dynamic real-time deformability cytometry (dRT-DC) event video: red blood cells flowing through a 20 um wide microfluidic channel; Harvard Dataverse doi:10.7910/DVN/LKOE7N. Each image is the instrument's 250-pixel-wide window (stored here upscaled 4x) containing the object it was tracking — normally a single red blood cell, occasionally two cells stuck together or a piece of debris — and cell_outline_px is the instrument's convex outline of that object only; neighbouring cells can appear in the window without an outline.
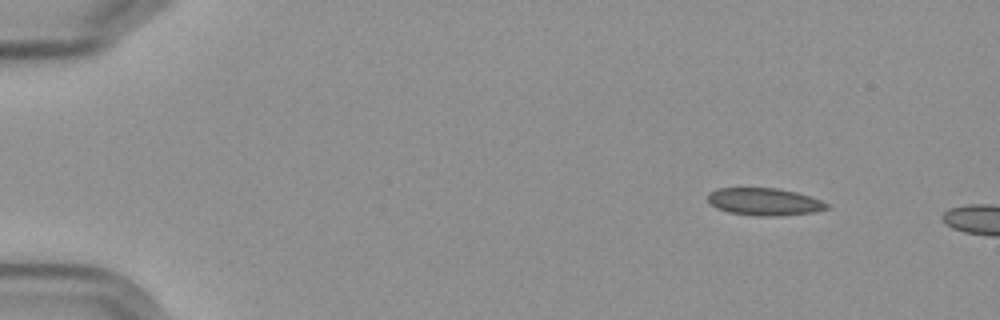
{"species": "Egyptian fruit bat (a non-hibernating species)", "species_latin": "Rousettus aegyptiacus", "temperature_condition": "cold", "stored_images_in_passage": 3, "camera_frame_rate_fps": 3000, "um_per_image_px": 0.085, "frame": {"image": 1, "passage_image": 1, "time_ms": 0.0, "image_size_px": [1000, 320], "cell_outline_px": [[828, 208], [816, 212], [776, 216], [756, 216], [728, 212], [716, 208], [708, 200], [708, 192], [716, 188], [776, 188], [796, 192], [820, 200], [828, 204]], "centroid_in_image_um": [64.94, 17.15], "position_along_channel_um": 20.1, "area_um2": 18.96}}